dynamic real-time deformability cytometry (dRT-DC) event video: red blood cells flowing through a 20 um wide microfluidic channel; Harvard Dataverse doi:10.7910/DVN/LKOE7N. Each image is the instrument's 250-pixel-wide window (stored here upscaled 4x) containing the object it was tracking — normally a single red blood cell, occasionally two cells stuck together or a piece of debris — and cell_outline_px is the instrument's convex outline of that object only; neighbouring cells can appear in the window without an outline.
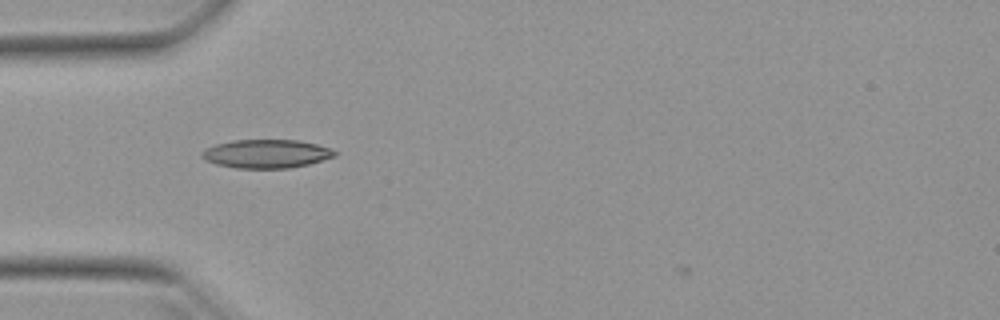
{"species": "Egyptian fruit bat (a non-hibernating species)", "species_latin": "Rousettus aegyptiacus", "temperature_condition": "warm", "stored_images_in_passage": 36, "camera_frame_rate_fps": 3000, "um_per_image_px": 0.085, "animal": {"sex": "female"}, "frame": {"image": 1, "passage_image": 1, "time_ms": 0.0, "image_size_px": [1000, 320], "cell_outline_px": [[336, 156], [308, 164], [288, 168], [236, 168], [216, 164], [204, 160], [200, 156], [200, 152], [204, 148], [216, 144], [232, 140], [296, 140], [316, 144], [332, 148], [336, 152]], "centroid_in_image_um": [22.6, 13.07], "position_along_channel_um": 62.4, "area_um2": 22.2}}
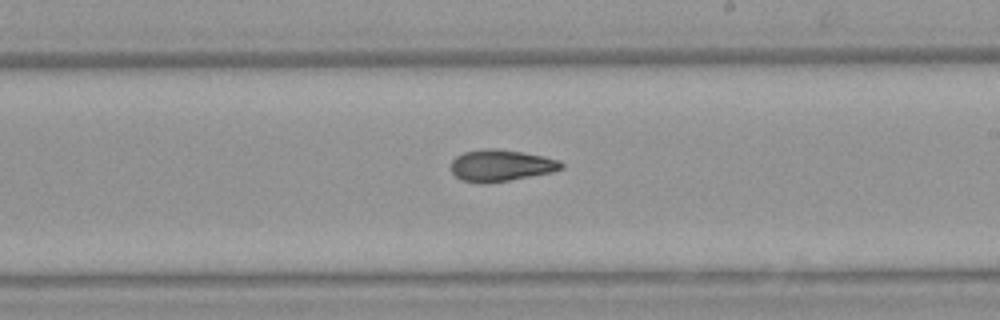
{"frame": {"image": 2, "passage_image": 15, "time_ms": 4.667, "image_size_px": [1000, 320], "cell_outline_px": [[564, 168], [552, 172], [508, 180], [460, 180], [452, 172], [452, 160], [456, 156], [464, 152], [484, 148], [496, 148], [524, 152], [544, 156], [560, 160], [564, 164]], "centroid_in_image_um": [42.64, 14.01], "position_along_channel_um": 246.4, "area_um2": 19.77}}
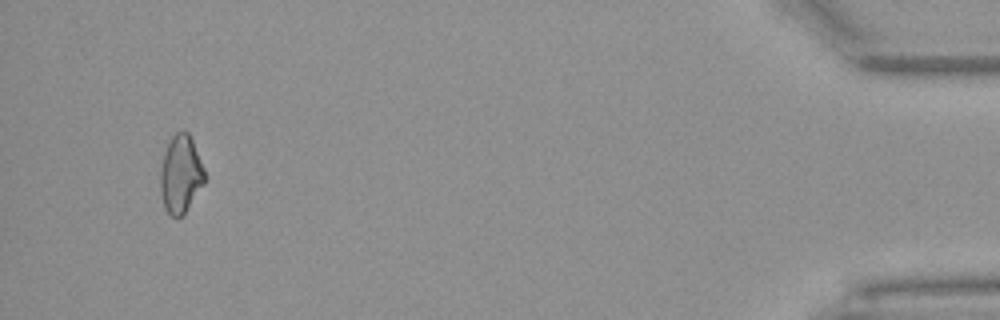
{"frame": {"image": 3, "passage_image": 34, "time_ms": 11.0, "image_size_px": [1000, 320], "cell_outline_px": [[208, 176], [204, 184], [184, 216], [172, 216], [164, 208], [160, 192], [160, 168], [164, 152], [172, 136], [176, 132], [184, 128], [188, 132], [192, 140]], "centroid_in_image_um": [15.38, 14.81], "position_along_channel_um": 419.8, "area_um2": 20.58}, "authors_computed_cell_mechanics": {"area_um2": 20.2878, "velocity_mm_per_s": 3.9822, "shape_relaxation_time_tau1_ms": 10.2454, "shape_relaxation_time_tau2_ms": 3.6906, "deformation_change_tau1": 0.2075, "deformation_change_tau2": 0.0976}}